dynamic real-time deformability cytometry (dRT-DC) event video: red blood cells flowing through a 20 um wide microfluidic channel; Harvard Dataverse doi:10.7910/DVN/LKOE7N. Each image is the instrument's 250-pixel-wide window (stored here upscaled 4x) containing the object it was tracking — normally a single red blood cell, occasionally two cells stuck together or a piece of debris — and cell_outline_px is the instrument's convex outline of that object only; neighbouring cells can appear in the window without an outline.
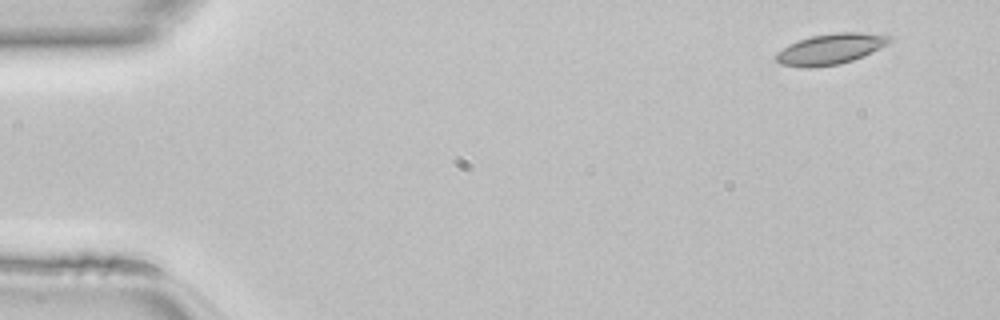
{"species": "common noctule bat (a hibernating species)", "species_latin": "Nyctalus noctula", "temperature_condition": "room temperature", "stored_images_in_passage": 44, "camera_frame_rate_fps": 3000, "um_per_image_px": 0.085, "animal": {"sex": "female", "body_mass_g": 22.7, "forearm_length_mm": 54.2}, "frame": {"image": 1, "passage_image": 1, "time_ms": 0.0, "image_size_px": [1000, 320], "cell_outline_px": [[892, 40], [888, 44], [852, 60], [840, 64], [812, 68], [800, 68], [780, 64], [776, 60], [776, 52], [788, 44], [812, 36], [836, 32], [860, 32], [892, 36]], "centroid_in_image_um": [70.55, 4.17], "position_along_channel_um": 14.4, "area_um2": 20.29}}
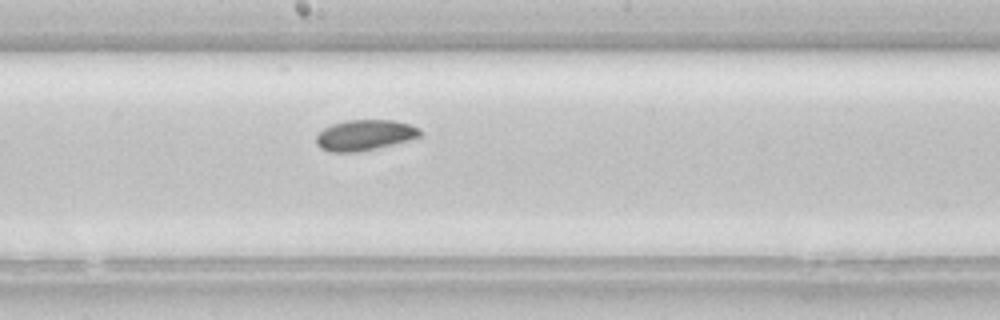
{"frame": {"image": 2, "passage_image": 23, "time_ms": 7.333, "image_size_px": [1000, 320], "cell_outline_px": [[420, 136], [408, 140], [376, 148], [356, 152], [328, 152], [320, 148], [316, 144], [316, 136], [324, 128], [332, 124], [348, 120], [392, 120], [408, 124], [420, 128]], "centroid_in_image_um": [30.96, 11.49], "position_along_channel_um": 217.2, "area_um2": 18.38}}
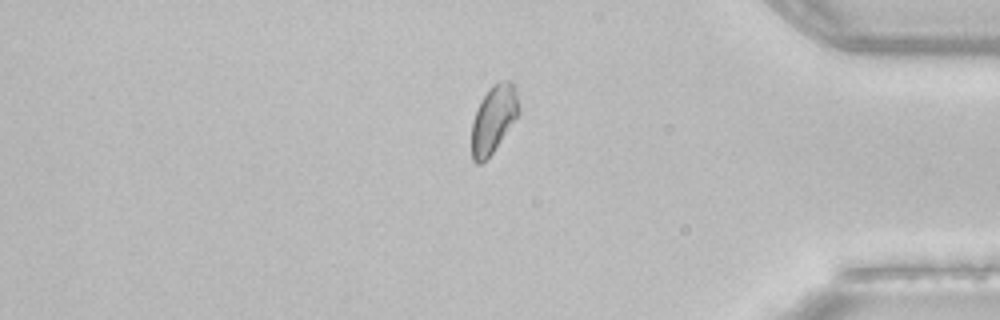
{"frame": {"image": 3, "passage_image": 37, "time_ms": 12.0, "image_size_px": [1000, 320], "cell_outline_px": [[520, 112], [492, 152], [480, 164], [476, 164], [472, 160], [472, 120], [480, 100], [488, 88], [492, 84], [500, 80], [508, 80], [512, 84], [516, 92], [520, 108]], "centroid_in_image_um": [41.93, 10.08], "position_along_channel_um": 393.3, "area_um2": 18.38}}